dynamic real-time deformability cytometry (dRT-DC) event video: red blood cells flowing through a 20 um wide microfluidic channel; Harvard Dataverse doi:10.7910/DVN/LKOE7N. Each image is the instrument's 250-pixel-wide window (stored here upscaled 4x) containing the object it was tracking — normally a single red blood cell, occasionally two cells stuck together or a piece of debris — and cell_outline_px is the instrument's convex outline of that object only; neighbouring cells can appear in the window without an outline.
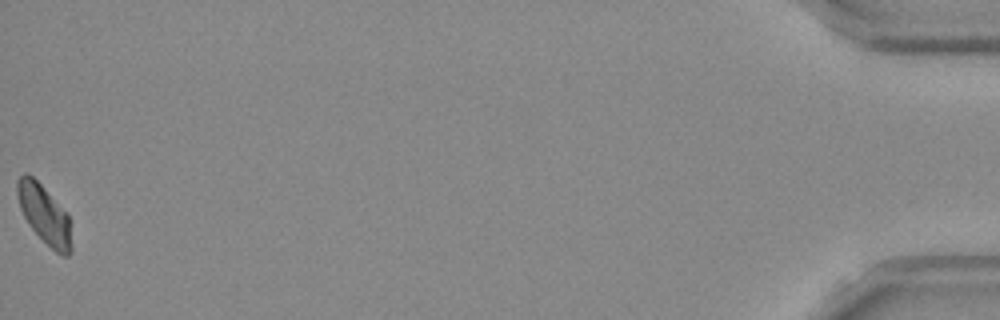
{"species": "Egyptian fruit bat (a non-hibernating species)", "species_latin": "Rousettus aegyptiacus", "temperature_condition": "room temperature", "stored_images_in_passage": 39, "camera_frame_rate_fps": 3000, "um_per_image_px": 0.085, "frame": {"image": 1, "passage_image": 39, "time_ms": 12.667, "image_size_px": [1000, 320], "cell_outline_px": [[72, 252], [68, 256], [64, 256], [56, 252], [28, 224], [20, 208], [16, 192], [16, 180], [24, 172], [32, 176], [44, 188], [68, 216], [72, 244]], "centroid_in_image_um": [3.75, 18.23], "position_along_channel_um": 431.5, "area_um2": 18.15}, "authors_computed_cell_mechanics": {"area_um2": 19.3052, "velocity_mm_per_s": 3.785, "shape_relaxation_time_tau1_ms": 6.0447, "shape_relaxation_time_tau2_ms": null, "deformation_change_tau1": 0.1354, "deformation_change_tau2": null}}